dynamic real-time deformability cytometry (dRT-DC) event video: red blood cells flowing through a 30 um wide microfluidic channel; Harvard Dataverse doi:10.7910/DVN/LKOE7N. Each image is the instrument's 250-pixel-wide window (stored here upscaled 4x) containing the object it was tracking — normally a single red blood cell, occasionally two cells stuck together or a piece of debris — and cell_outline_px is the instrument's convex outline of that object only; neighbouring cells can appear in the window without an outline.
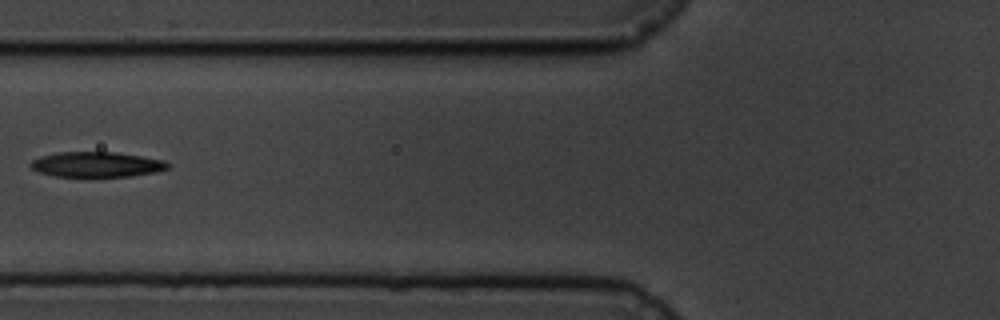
{"species": "common noctule bat (a hibernating species)", "species_latin": "Nyctalus noctula", "temperature_condition": "cold", "stored_images_in_passage": 8, "camera_frame_rate_fps": 3000, "um_per_image_px": 0.085, "animal": {"sex": "male", "body_mass_g": 19.5, "forearm_length_mm": 54.6}, "frame": {"image": 1, "passage_image": 5, "time_ms": 5.333, "image_size_px": [1000, 320], "cell_outline_px": [[168, 168], [156, 172], [128, 176], [56, 176], [36, 172], [28, 164], [32, 160], [40, 156], [56, 152], [116, 152], [164, 160], [168, 164]], "centroid_in_image_um": [8.15, 13.97], "position_along_channel_um": 117.6, "area_um2": 20.06}}
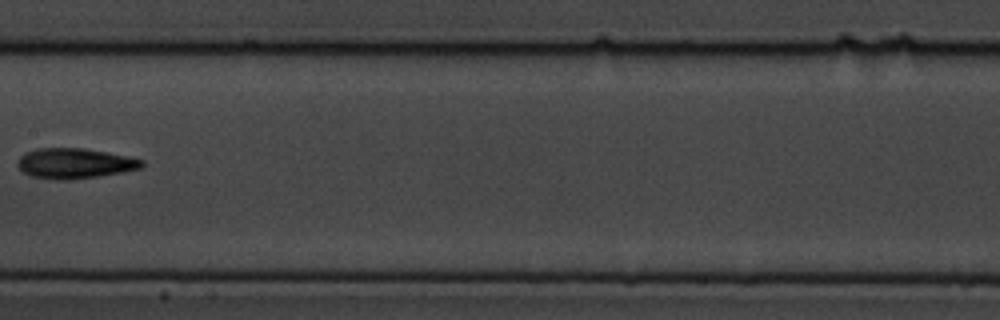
{"frame": {"image": 2, "passage_image": 7, "time_ms": 7.667, "image_size_px": [1000, 320], "cell_outline_px": [[144, 164], [140, 168], [120, 172], [96, 176], [68, 180], [56, 180], [32, 176], [24, 172], [16, 164], [20, 156], [36, 148], [84, 148], [128, 156], [144, 160]], "centroid_in_image_um": [6.34, 13.88], "position_along_channel_um": 201.1, "area_um2": 21.68}}
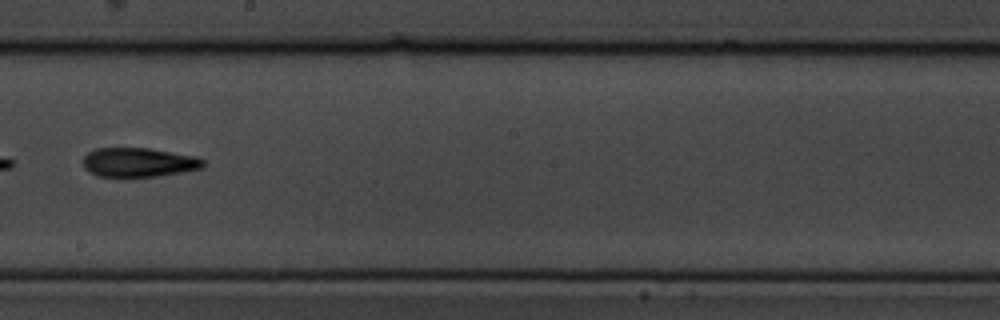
{"frame": {"image": 3, "passage_image": 8, "time_ms": 8.667, "image_size_px": [1000, 320], "cell_outline_px": [[204, 168], [184, 172], [160, 176], [96, 176], [88, 172], [84, 168], [84, 156], [88, 152], [96, 148], [148, 148], [196, 156], [204, 160]], "centroid_in_image_um": [11.8, 13.8], "position_along_channel_um": 236.4, "area_um2": 20.52}}